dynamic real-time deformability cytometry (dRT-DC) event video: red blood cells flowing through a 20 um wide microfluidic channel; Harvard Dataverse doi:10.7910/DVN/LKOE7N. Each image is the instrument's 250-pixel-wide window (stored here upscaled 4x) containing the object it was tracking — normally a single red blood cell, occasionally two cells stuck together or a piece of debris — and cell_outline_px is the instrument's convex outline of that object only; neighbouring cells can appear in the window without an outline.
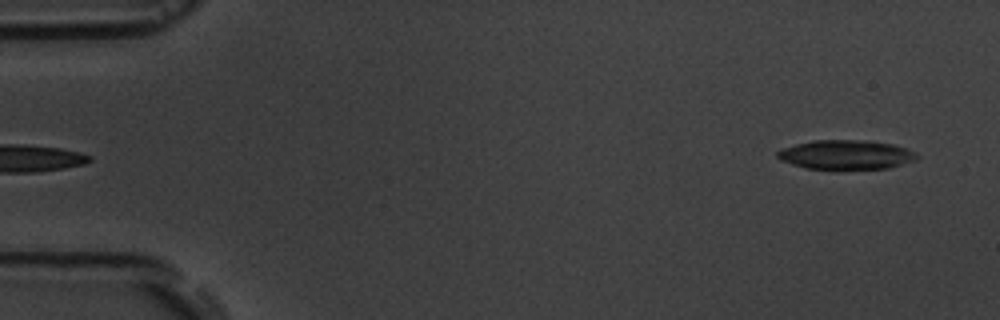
{"species": "common noctule bat (a hibernating species)", "species_latin": "Nyctalus noctula", "temperature_condition": "room temperature", "stored_images_in_passage": 5, "segment_of_instrument_passage": [2, 2], "camera_frame_rate_fps": 3000, "um_per_image_px": 0.085, "animal": {"sex": "male", "body_mass_g": 19.5, "forearm_length_mm": 54.6}, "frame": {"image": 1, "passage_image": 5, "time_ms": 5.667, "image_size_px": [1000, 320], "cell_outline_px": [[920, 156], [916, 160], [888, 168], [836, 172], [804, 168], [780, 160], [776, 156], [776, 152], [784, 148], [796, 144], [812, 140], [864, 140], [892, 144], [916, 152]], "centroid_in_image_um": [71.89, 13.2], "position_along_channel_um": 13.1, "area_um2": 24.74}}